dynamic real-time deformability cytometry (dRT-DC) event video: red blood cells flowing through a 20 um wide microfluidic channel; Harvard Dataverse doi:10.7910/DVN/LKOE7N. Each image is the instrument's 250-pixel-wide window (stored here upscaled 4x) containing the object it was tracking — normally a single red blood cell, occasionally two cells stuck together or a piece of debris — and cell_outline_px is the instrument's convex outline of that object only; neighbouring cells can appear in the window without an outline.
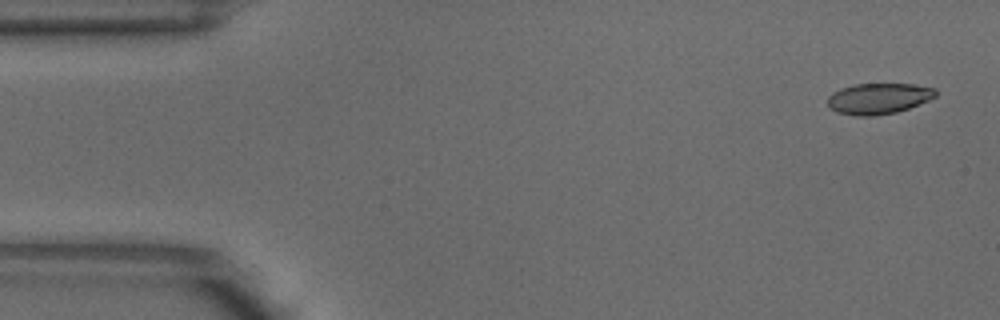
{"species": "common noctule bat (a hibernating species)", "species_latin": "Nyctalus noctula", "temperature_condition": "warm", "stored_images_in_passage": 4, "camera_frame_rate_fps": 3000, "um_per_image_px": 0.085, "animal": {"sex": "male", "body_mass_g": 18.8}, "frame": {"image": 1, "passage_image": 1, "time_ms": 0.0, "image_size_px": [1000, 320], "cell_outline_px": [[936, 96], [928, 100], [908, 108], [896, 112], [876, 116], [856, 116], [836, 112], [828, 108], [828, 96], [832, 92], [840, 88], [856, 84], [916, 84], [936, 88]], "centroid_in_image_um": [74.65, 8.38], "position_along_channel_um": 10.4, "area_um2": 19.59}}
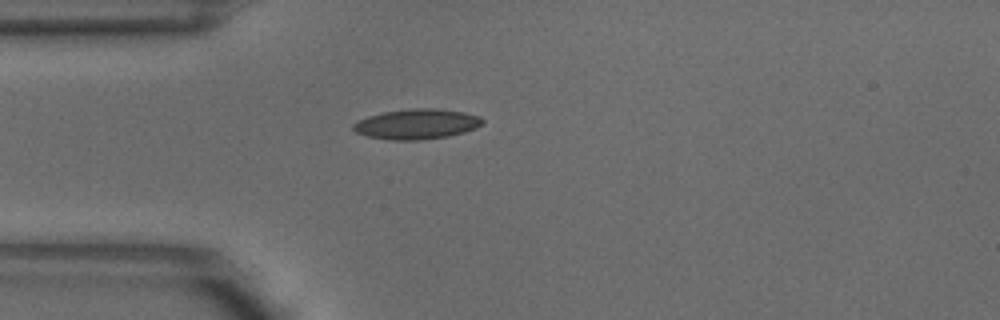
{"frame": {"image": 2, "passage_image": 4, "time_ms": 1.0, "image_size_px": [1000, 320], "cell_outline_px": [[484, 124], [476, 128], [464, 132], [448, 136], [420, 140], [392, 140], [368, 136], [356, 132], [352, 128], [352, 124], [356, 120], [368, 116], [384, 112], [408, 108], [440, 108], [464, 112], [480, 116], [484, 120]], "centroid_in_image_um": [35.44, 10.53], "position_along_channel_um": 49.6, "area_um2": 22.95}}